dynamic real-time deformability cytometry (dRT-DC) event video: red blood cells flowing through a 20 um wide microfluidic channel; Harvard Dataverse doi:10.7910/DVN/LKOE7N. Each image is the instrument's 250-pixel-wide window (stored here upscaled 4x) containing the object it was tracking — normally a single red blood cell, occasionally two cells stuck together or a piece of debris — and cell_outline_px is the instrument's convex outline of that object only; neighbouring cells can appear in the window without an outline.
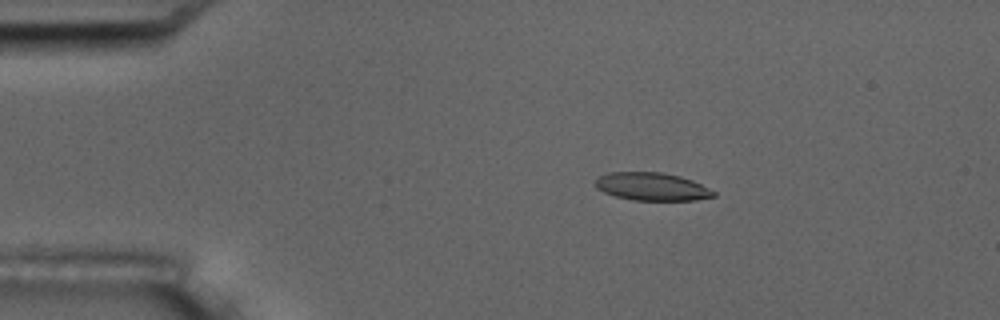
{"species": "common noctule bat (a hibernating species)", "species_latin": "Nyctalus noctula", "temperature_condition": "room temperature", "stored_images_in_passage": 10, "camera_frame_rate_fps": 3000, "um_per_image_px": 0.085, "animal": {"sex": "male", "body_mass_g": 17.5, "forearm_length_mm": 52.3}, "frame": {"image": 1, "passage_image": 4, "time_ms": 3.333, "image_size_px": [1000, 320], "cell_outline_px": [[716, 196], [696, 200], [632, 200], [616, 196], [604, 192], [596, 188], [596, 180], [600, 176], [608, 172], [664, 172], [680, 176], [692, 180], [716, 192]], "centroid_in_image_um": [55.43, 15.86], "position_along_channel_um": 29.6, "area_um2": 19.19}}
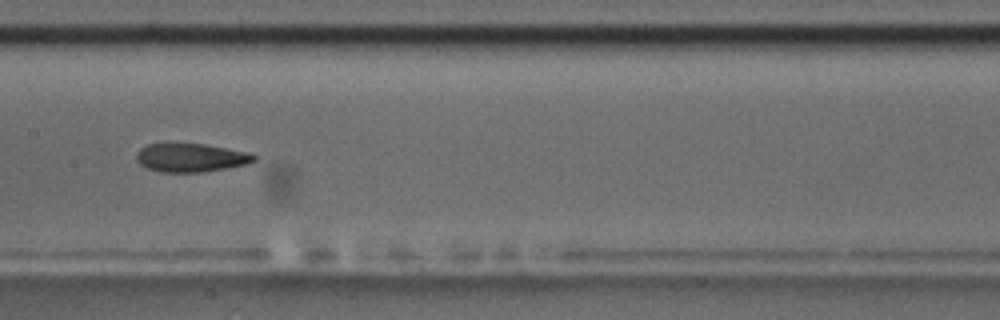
{"frame": {"image": 2, "passage_image": 9, "time_ms": 9.333, "image_size_px": [1000, 320], "cell_outline_px": [[256, 160], [248, 164], [228, 168], [204, 172], [156, 172], [140, 164], [136, 160], [136, 152], [140, 148], [148, 144], [168, 140], [204, 144], [248, 152], [256, 156]], "centroid_in_image_um": [16.16, 13.36], "position_along_channel_um": 191.2, "area_um2": 20.4}}
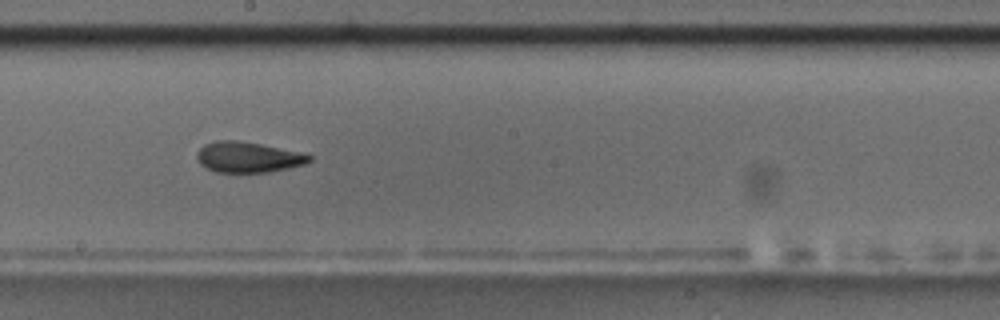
{"frame": {"image": 3, "passage_image": 10, "time_ms": 10.333, "image_size_px": [1000, 320], "cell_outline_px": [[312, 160], [304, 164], [288, 168], [268, 172], [216, 172], [200, 164], [196, 156], [196, 152], [204, 144], [216, 140], [236, 140], [308, 152], [312, 156]], "centroid_in_image_um": [21.13, 13.34], "position_along_channel_um": 227.1, "area_um2": 20.29}}